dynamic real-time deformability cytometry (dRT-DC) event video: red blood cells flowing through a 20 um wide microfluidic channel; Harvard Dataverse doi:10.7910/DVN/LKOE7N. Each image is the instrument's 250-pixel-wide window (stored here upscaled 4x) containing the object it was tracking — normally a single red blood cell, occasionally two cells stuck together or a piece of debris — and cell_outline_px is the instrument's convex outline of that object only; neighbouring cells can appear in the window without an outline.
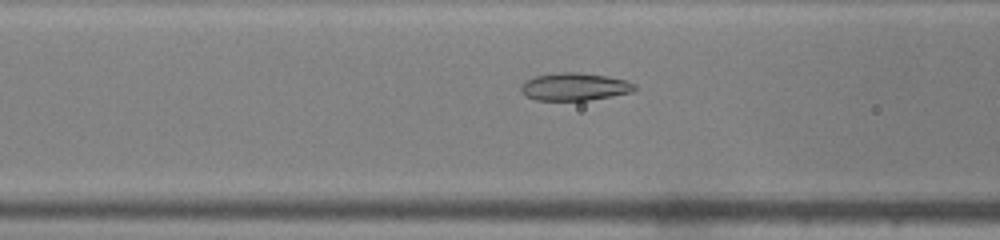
{"species": "common noctule bat (a hibernating species)", "species_latin": "Nyctalus noctula", "temperature_condition": "warm", "stored_images_in_passage": 33, "camera_frame_rate_fps": 3000, "um_per_image_px": 0.085, "animal": {"sex": "male", "body_mass_g": 19.0, "forearm_length_mm": 50.8}, "frame": {"image": 1, "passage_image": 5, "time_ms": 1.333, "image_size_px": [1000, 240], "cell_outline_px": [[636, 88], [632, 92], [612, 96], [588, 100], [536, 100], [528, 96], [520, 88], [524, 80], [536, 76], [560, 72], [580, 72], [608, 76], [624, 80], [636, 84]], "centroid_in_image_um": [48.86, 7.36], "position_along_channel_um": 117.7, "area_um2": 18.21}}
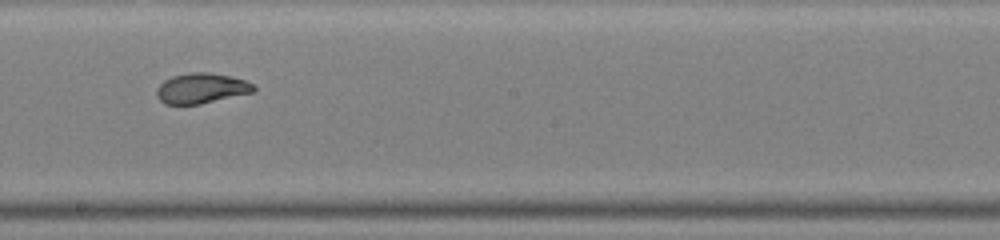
{"frame": {"image": 2, "passage_image": 13, "time_ms": 4.0, "image_size_px": [1000, 240], "cell_outline_px": [[256, 88], [252, 92], [200, 104], [164, 104], [156, 96], [156, 88], [164, 80], [172, 76], [192, 72], [208, 72], [228, 76], [244, 80], [252, 84]], "centroid_in_image_um": [17.06, 7.5], "position_along_channel_um": 231.1, "area_um2": 16.94}}
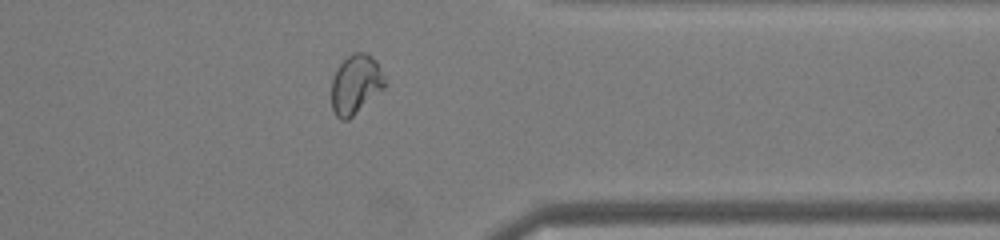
{"frame": {"image": 3, "passage_image": 24, "time_ms": 7.667, "image_size_px": [1000, 240], "cell_outline_px": [[388, 84], [384, 88], [348, 120], [340, 120], [336, 116], [332, 108], [332, 80], [336, 68], [352, 52], [368, 52], [376, 60]], "centroid_in_image_um": [30.24, 7.15], "position_along_channel_um": 381.2, "area_um2": 18.55}, "authors_computed_cell_mechanics": {"area_um2": 17.7446, "velocity_mm_per_s": 4.2613, "shape_relaxation_time_tau1_ms": 5.2673, "shape_relaxation_time_tau2_ms": 1.0689, "deformation_change_tau1": 0.1615, "deformation_change_tau2": 0.0461}}